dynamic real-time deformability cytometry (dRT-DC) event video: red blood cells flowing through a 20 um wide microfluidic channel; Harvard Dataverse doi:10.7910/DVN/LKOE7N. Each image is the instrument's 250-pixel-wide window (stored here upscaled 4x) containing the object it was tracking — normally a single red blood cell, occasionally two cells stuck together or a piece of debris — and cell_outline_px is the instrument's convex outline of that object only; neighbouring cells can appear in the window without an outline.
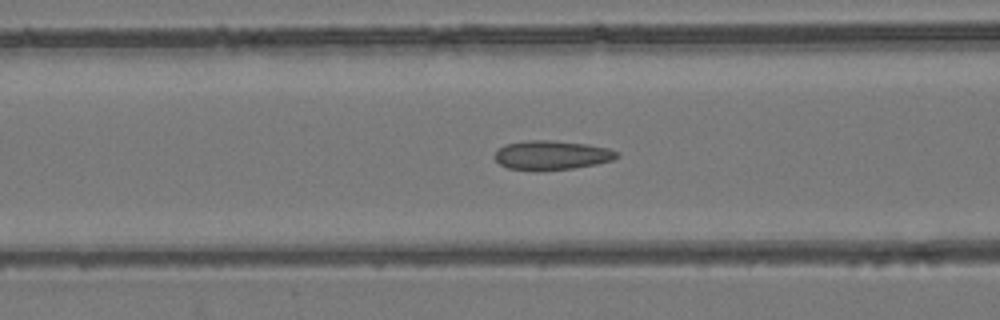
{"species": "common noctule bat (a hibernating species)", "species_latin": "Nyctalus noctula", "temperature_condition": "room temperature", "stored_images_in_passage": 54, "camera_frame_rate_fps": 3000, "um_per_image_px": 0.085, "animal": {"sex": "female", "body_mass_g": 24.6, "forearm_length_mm": 56.2}, "frame": {"image": 1, "passage_image": 22, "time_ms": 7.0, "image_size_px": [1000, 320], "cell_outline_px": [[620, 156], [612, 160], [596, 164], [572, 168], [508, 168], [500, 164], [492, 156], [504, 144], [528, 140], [552, 140], [588, 144], [608, 148], [620, 152]], "centroid_in_image_um": [46.93, 13.14], "position_along_channel_um": 119.7, "area_um2": 20.23}}
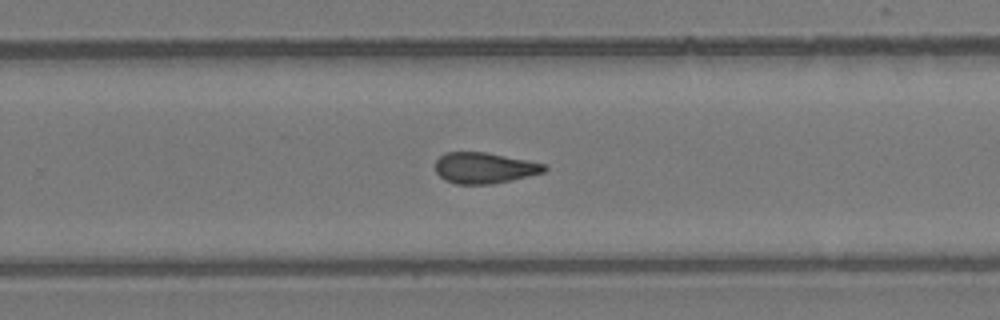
{"frame": {"image": 2, "passage_image": 35, "time_ms": 11.333, "image_size_px": [1000, 320], "cell_outline_px": [[548, 168], [544, 172], [528, 176], [492, 184], [456, 184], [444, 180], [436, 172], [436, 160], [444, 152], [484, 152], [528, 160], [544, 164]], "centroid_in_image_um": [41.15, 14.27], "position_along_channel_um": 288.7, "area_um2": 19.59}}
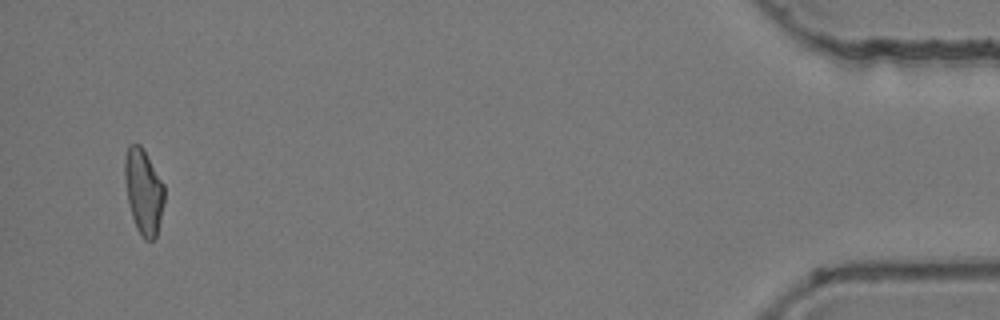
{"frame": {"image": 3, "passage_image": 52, "time_ms": 17.0, "image_size_px": [1000, 320], "cell_outline_px": [[164, 200], [160, 220], [156, 236], [152, 240], [144, 240], [136, 228], [132, 216], [128, 200], [124, 176], [124, 160], [128, 144], [140, 144], [164, 184]], "centroid_in_image_um": [12.19, 16.27], "position_along_channel_um": 423.0, "area_um2": 19.48}, "authors_computed_cell_mechanics": {"area_um2": 20.1722, "velocity_mm_per_s": 3.9084, "shape_relaxation_time_tau1_ms": null, "shape_relaxation_time_tau2_ms": 3.2111, "deformation_change_tau1": null, "deformation_change_tau2": 0.0926}}